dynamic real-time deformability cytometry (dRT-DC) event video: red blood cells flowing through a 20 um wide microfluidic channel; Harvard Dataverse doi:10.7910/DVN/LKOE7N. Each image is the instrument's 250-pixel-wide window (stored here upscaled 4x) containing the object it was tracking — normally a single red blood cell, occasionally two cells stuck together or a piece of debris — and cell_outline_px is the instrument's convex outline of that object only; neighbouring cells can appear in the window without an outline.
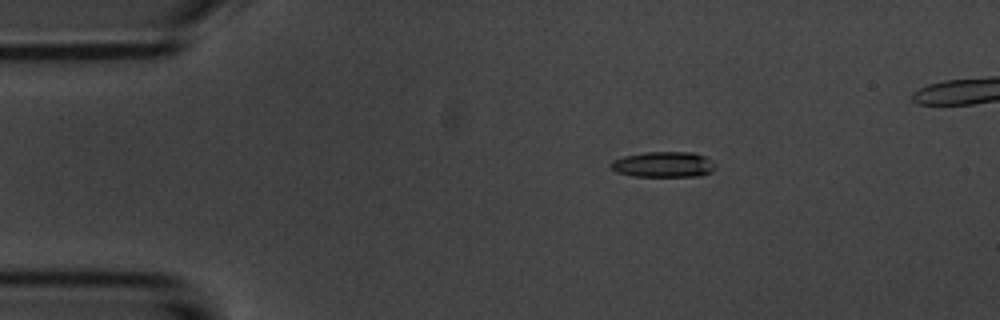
{"species": "common noctule bat (a hibernating species)", "species_latin": "Nyctalus noctula", "temperature_condition": "room temperature", "stored_images_in_passage": 2, "camera_frame_rate_fps": 3000, "um_per_image_px": 0.085, "animal": {"sex": "male", "body_mass_g": 20.1, "forearm_length_mm": 53.5}, "frame": {"image": 1, "passage_image": 1, "time_ms": 0.0, "image_size_px": [1000, 320], "cell_outline_px": [[716, 168], [712, 172], [700, 176], [632, 176], [616, 172], [608, 164], [612, 160], [624, 156], [644, 152], [692, 152], [704, 156]], "centroid_in_image_um": [56.35, 13.98], "position_along_channel_um": 28.7, "area_um2": 15.55}}